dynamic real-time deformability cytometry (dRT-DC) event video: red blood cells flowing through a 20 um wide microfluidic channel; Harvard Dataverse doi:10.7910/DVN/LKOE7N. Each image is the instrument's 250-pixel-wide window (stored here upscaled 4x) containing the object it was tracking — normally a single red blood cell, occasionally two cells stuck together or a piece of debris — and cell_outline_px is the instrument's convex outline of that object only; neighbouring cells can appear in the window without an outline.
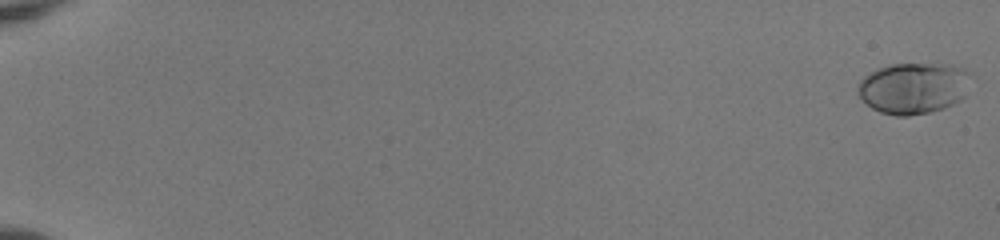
{"species": "human", "species_latin": "Homo sapiens", "temperature_condition": "room temperature", "stored_images_in_passage": 55, "camera_frame_rate_fps": 3000, "um_per_image_px": 0.085, "donor": {"sex": "female"}, "frame": {"image": 1, "passage_image": 1, "time_ms": 0.0, "image_size_px": [1000, 240], "cell_outline_px": [[972, 76], [964, 96], [960, 100], [944, 108], [928, 112], [908, 116], [896, 116], [880, 112], [872, 108], [856, 92], [856, 88], [860, 80], [864, 76], [876, 68], [888, 64], [952, 64], [964, 68], [972, 72]], "centroid_in_image_um": [77.66, 7.46], "position_along_channel_um": 7.3, "area_um2": 34.16}}
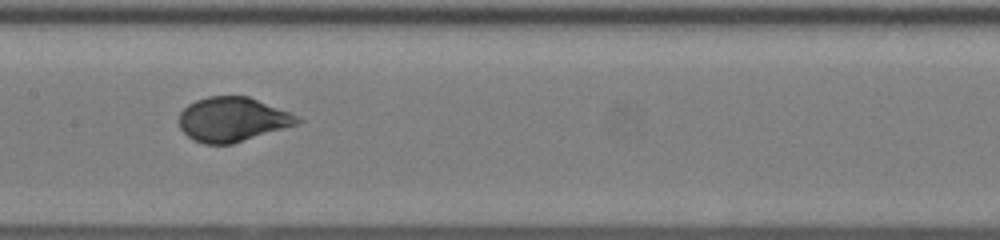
{"frame": {"image": 2, "passage_image": 31, "time_ms": 10.0, "image_size_px": [1000, 240], "cell_outline_px": [[304, 120], [296, 124], [232, 144], [204, 144], [192, 140], [180, 128], [180, 112], [188, 104], [196, 100], [208, 96], [248, 96], [292, 112], [300, 116]], "centroid_in_image_um": [19.78, 10.14], "position_along_channel_um": 187.6, "area_um2": 30.63}}
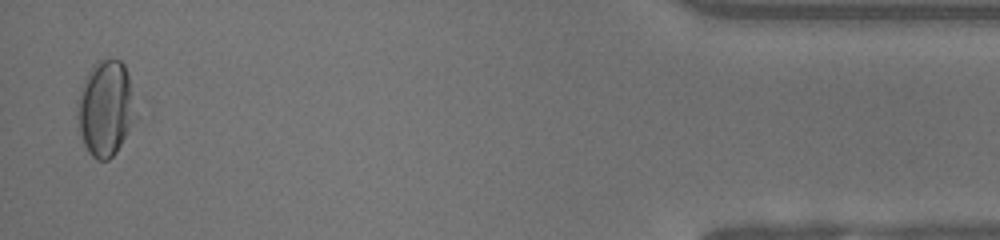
{"frame": {"image": 3, "passage_image": 54, "time_ms": 17.667, "image_size_px": [1000, 240], "cell_outline_px": [[136, 116], [116, 152], [108, 160], [96, 160], [88, 152], [84, 144], [80, 132], [76, 116], [76, 100], [84, 80], [88, 72], [100, 60], [120, 60], [124, 64], [128, 76]], "centroid_in_image_um": [8.93, 9.23], "position_along_channel_um": 426.3, "area_um2": 31.96}, "authors_computed_cell_mechanics": {"area_um2": 30.6918, "velocity_mm_per_s": 3.9725, "shape_relaxation_time_tau1_ms": 4.0239, "shape_relaxation_time_tau2_ms": null, "deformation_change_tau1": 0.1666, "deformation_change_tau2": null}}